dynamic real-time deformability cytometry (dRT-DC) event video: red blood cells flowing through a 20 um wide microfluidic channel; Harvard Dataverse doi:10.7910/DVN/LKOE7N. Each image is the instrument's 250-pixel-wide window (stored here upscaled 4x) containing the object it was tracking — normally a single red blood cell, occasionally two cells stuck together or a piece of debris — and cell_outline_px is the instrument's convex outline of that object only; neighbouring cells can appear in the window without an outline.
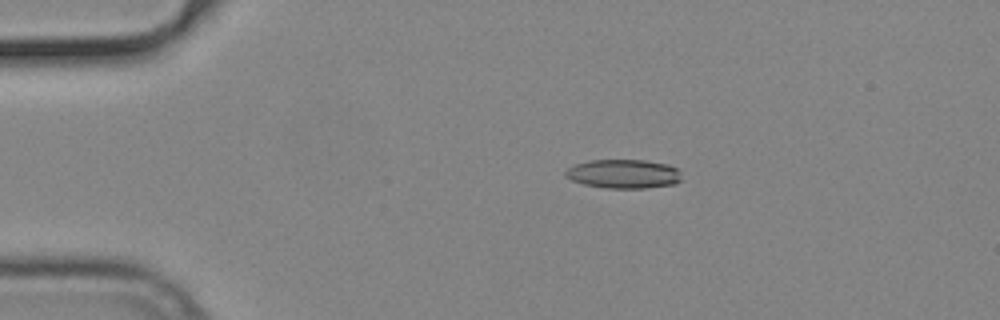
{"species": "common noctule bat (a hibernating species)", "species_latin": "Nyctalus noctula", "temperature_condition": "cold", "stored_images_in_passage": 56, "camera_frame_rate_fps": 3000, "um_per_image_px": 0.085, "animal": {"sex": "male", "body_mass_g": 19.2, "forearm_length_mm": 51.8}, "frame": {"image": 1, "passage_image": 12, "time_ms": 3.667, "image_size_px": [1000, 320], "cell_outline_px": [[680, 180], [676, 184], [644, 188], [604, 188], [584, 184], [572, 180], [564, 176], [564, 172], [572, 164], [588, 160], [644, 160], [668, 164], [676, 168], [680, 172]], "centroid_in_image_um": [52.97, 14.77], "position_along_channel_um": 32.0, "area_um2": 19.77}}
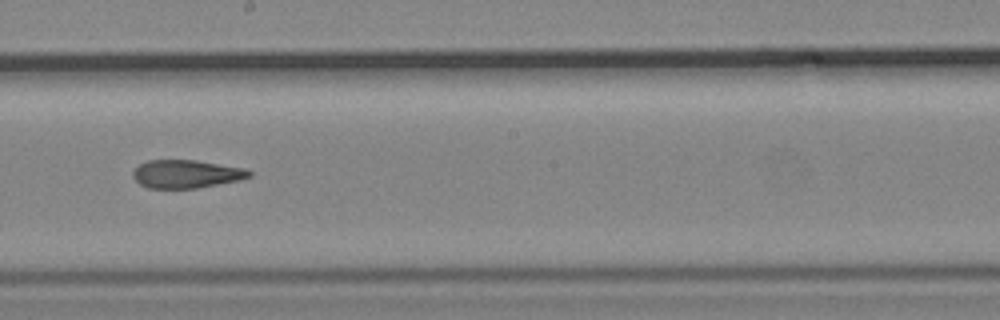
{"frame": {"image": 2, "passage_image": 32, "time_ms": 10.333, "image_size_px": [1000, 320], "cell_outline_px": [[252, 176], [240, 180], [196, 188], [148, 188], [140, 184], [132, 176], [132, 172], [140, 164], [148, 160], [196, 160], [244, 168], [252, 172]], "centroid_in_image_um": [15.84, 14.78], "position_along_channel_um": 232.4, "area_um2": 19.02}}
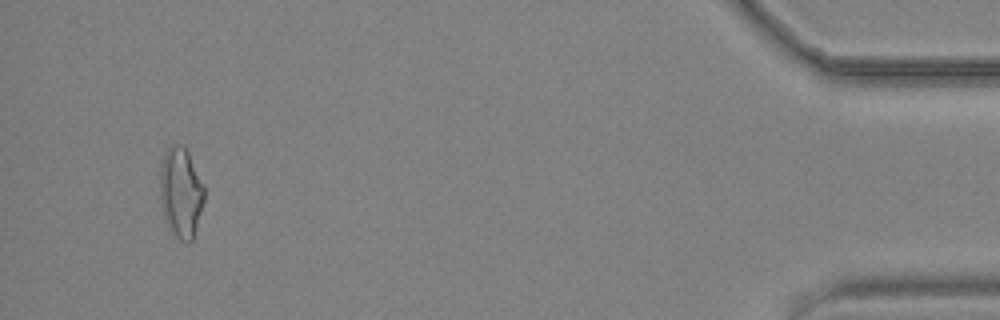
{"frame": {"image": 3, "passage_image": 53, "time_ms": 17.333, "image_size_px": [1000, 320], "cell_outline_px": [[204, 200], [196, 228], [192, 240], [188, 244], [180, 240], [176, 236], [164, 220], [160, 200], [160, 164], [164, 152], [172, 144], [184, 144], [188, 152], [204, 188]], "centroid_in_image_um": [15.34, 16.35], "position_along_channel_um": 419.9, "area_um2": 23.29}, "authors_computed_cell_mechanics": {"area_um2": 19.9121, "velocity_mm_per_s": 3.7659, "shape_relaxation_time_tau1_ms": null, "shape_relaxation_time_tau2_ms": 3.5338, "deformation_change_tau1": null, "deformation_change_tau2": 0.1297}}